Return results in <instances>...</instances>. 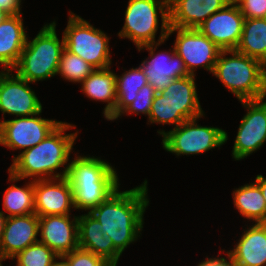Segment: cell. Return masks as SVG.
Here are the masks:
<instances>
[{
  "mask_svg": "<svg viewBox=\"0 0 266 266\" xmlns=\"http://www.w3.org/2000/svg\"><path fill=\"white\" fill-rule=\"evenodd\" d=\"M147 185L145 180L130 190L119 192L117 189L106 201L88 212L100 222L102 233L108 234L120 254L138 239L143 230V216L149 205Z\"/></svg>",
  "mask_w": 266,
  "mask_h": 266,
  "instance_id": "obj_1",
  "label": "cell"
},
{
  "mask_svg": "<svg viewBox=\"0 0 266 266\" xmlns=\"http://www.w3.org/2000/svg\"><path fill=\"white\" fill-rule=\"evenodd\" d=\"M176 31L175 52L183 59L189 75L198 67L213 72L221 49L197 28L169 26L168 37Z\"/></svg>",
  "mask_w": 266,
  "mask_h": 266,
  "instance_id": "obj_9",
  "label": "cell"
},
{
  "mask_svg": "<svg viewBox=\"0 0 266 266\" xmlns=\"http://www.w3.org/2000/svg\"><path fill=\"white\" fill-rule=\"evenodd\" d=\"M33 116H23L0 122V144L12 150L23 151L38 145L62 121L44 119ZM37 116V117H36Z\"/></svg>",
  "mask_w": 266,
  "mask_h": 266,
  "instance_id": "obj_10",
  "label": "cell"
},
{
  "mask_svg": "<svg viewBox=\"0 0 266 266\" xmlns=\"http://www.w3.org/2000/svg\"><path fill=\"white\" fill-rule=\"evenodd\" d=\"M265 85H266V64H265Z\"/></svg>",
  "mask_w": 266,
  "mask_h": 266,
  "instance_id": "obj_42",
  "label": "cell"
},
{
  "mask_svg": "<svg viewBox=\"0 0 266 266\" xmlns=\"http://www.w3.org/2000/svg\"><path fill=\"white\" fill-rule=\"evenodd\" d=\"M39 216L35 213L7 217L0 251L6 259H12L20 251L38 242Z\"/></svg>",
  "mask_w": 266,
  "mask_h": 266,
  "instance_id": "obj_17",
  "label": "cell"
},
{
  "mask_svg": "<svg viewBox=\"0 0 266 266\" xmlns=\"http://www.w3.org/2000/svg\"><path fill=\"white\" fill-rule=\"evenodd\" d=\"M244 19L237 4H227L197 29L221 50H235L241 39Z\"/></svg>",
  "mask_w": 266,
  "mask_h": 266,
  "instance_id": "obj_13",
  "label": "cell"
},
{
  "mask_svg": "<svg viewBox=\"0 0 266 266\" xmlns=\"http://www.w3.org/2000/svg\"><path fill=\"white\" fill-rule=\"evenodd\" d=\"M21 0H0V10L8 15H19Z\"/></svg>",
  "mask_w": 266,
  "mask_h": 266,
  "instance_id": "obj_34",
  "label": "cell"
},
{
  "mask_svg": "<svg viewBox=\"0 0 266 266\" xmlns=\"http://www.w3.org/2000/svg\"><path fill=\"white\" fill-rule=\"evenodd\" d=\"M229 252L235 266H266V223L246 229Z\"/></svg>",
  "mask_w": 266,
  "mask_h": 266,
  "instance_id": "obj_20",
  "label": "cell"
},
{
  "mask_svg": "<svg viewBox=\"0 0 266 266\" xmlns=\"http://www.w3.org/2000/svg\"><path fill=\"white\" fill-rule=\"evenodd\" d=\"M148 119L150 123H168L175 127L186 121L180 112H175L173 103L162 92L155 94Z\"/></svg>",
  "mask_w": 266,
  "mask_h": 266,
  "instance_id": "obj_29",
  "label": "cell"
},
{
  "mask_svg": "<svg viewBox=\"0 0 266 266\" xmlns=\"http://www.w3.org/2000/svg\"><path fill=\"white\" fill-rule=\"evenodd\" d=\"M64 48V36L60 41L56 34L55 21L46 24L32 41L29 42L27 37L26 45L13 70L30 83L49 79L58 73Z\"/></svg>",
  "mask_w": 266,
  "mask_h": 266,
  "instance_id": "obj_5",
  "label": "cell"
},
{
  "mask_svg": "<svg viewBox=\"0 0 266 266\" xmlns=\"http://www.w3.org/2000/svg\"><path fill=\"white\" fill-rule=\"evenodd\" d=\"M62 256L68 261L69 266H113L103 257L79 247Z\"/></svg>",
  "mask_w": 266,
  "mask_h": 266,
  "instance_id": "obj_32",
  "label": "cell"
},
{
  "mask_svg": "<svg viewBox=\"0 0 266 266\" xmlns=\"http://www.w3.org/2000/svg\"><path fill=\"white\" fill-rule=\"evenodd\" d=\"M146 84H148L147 76L140 65L124 72L122 76L116 75V107L106 119L111 121L118 119L121 112L134 101V97Z\"/></svg>",
  "mask_w": 266,
  "mask_h": 266,
  "instance_id": "obj_25",
  "label": "cell"
},
{
  "mask_svg": "<svg viewBox=\"0 0 266 266\" xmlns=\"http://www.w3.org/2000/svg\"><path fill=\"white\" fill-rule=\"evenodd\" d=\"M17 259L16 266H51L58 255L40 241L20 251L12 259Z\"/></svg>",
  "mask_w": 266,
  "mask_h": 266,
  "instance_id": "obj_30",
  "label": "cell"
},
{
  "mask_svg": "<svg viewBox=\"0 0 266 266\" xmlns=\"http://www.w3.org/2000/svg\"><path fill=\"white\" fill-rule=\"evenodd\" d=\"M68 165L66 177L73 189L75 209L90 212L119 189L114 167L104 160L78 155Z\"/></svg>",
  "mask_w": 266,
  "mask_h": 266,
  "instance_id": "obj_3",
  "label": "cell"
},
{
  "mask_svg": "<svg viewBox=\"0 0 266 266\" xmlns=\"http://www.w3.org/2000/svg\"><path fill=\"white\" fill-rule=\"evenodd\" d=\"M22 15H8L0 22V65L3 70H13L26 45Z\"/></svg>",
  "mask_w": 266,
  "mask_h": 266,
  "instance_id": "obj_21",
  "label": "cell"
},
{
  "mask_svg": "<svg viewBox=\"0 0 266 266\" xmlns=\"http://www.w3.org/2000/svg\"><path fill=\"white\" fill-rule=\"evenodd\" d=\"M235 50L266 64V18L244 19L241 39Z\"/></svg>",
  "mask_w": 266,
  "mask_h": 266,
  "instance_id": "obj_24",
  "label": "cell"
},
{
  "mask_svg": "<svg viewBox=\"0 0 266 266\" xmlns=\"http://www.w3.org/2000/svg\"><path fill=\"white\" fill-rule=\"evenodd\" d=\"M34 207L39 217L70 215L74 206L73 189L67 177L34 181Z\"/></svg>",
  "mask_w": 266,
  "mask_h": 266,
  "instance_id": "obj_15",
  "label": "cell"
},
{
  "mask_svg": "<svg viewBox=\"0 0 266 266\" xmlns=\"http://www.w3.org/2000/svg\"><path fill=\"white\" fill-rule=\"evenodd\" d=\"M241 101L247 110L234 142L232 156L241 160L260 149L266 141V100Z\"/></svg>",
  "mask_w": 266,
  "mask_h": 266,
  "instance_id": "obj_11",
  "label": "cell"
},
{
  "mask_svg": "<svg viewBox=\"0 0 266 266\" xmlns=\"http://www.w3.org/2000/svg\"><path fill=\"white\" fill-rule=\"evenodd\" d=\"M237 5L245 19L266 18V0H240Z\"/></svg>",
  "mask_w": 266,
  "mask_h": 266,
  "instance_id": "obj_33",
  "label": "cell"
},
{
  "mask_svg": "<svg viewBox=\"0 0 266 266\" xmlns=\"http://www.w3.org/2000/svg\"><path fill=\"white\" fill-rule=\"evenodd\" d=\"M161 92L173 103L175 112H180L186 120L204 115L196 91L195 75L174 79Z\"/></svg>",
  "mask_w": 266,
  "mask_h": 266,
  "instance_id": "obj_22",
  "label": "cell"
},
{
  "mask_svg": "<svg viewBox=\"0 0 266 266\" xmlns=\"http://www.w3.org/2000/svg\"><path fill=\"white\" fill-rule=\"evenodd\" d=\"M6 214L3 211H0V242L3 236V232H4V227H5V222L7 219V216H5Z\"/></svg>",
  "mask_w": 266,
  "mask_h": 266,
  "instance_id": "obj_37",
  "label": "cell"
},
{
  "mask_svg": "<svg viewBox=\"0 0 266 266\" xmlns=\"http://www.w3.org/2000/svg\"><path fill=\"white\" fill-rule=\"evenodd\" d=\"M227 258L229 259V261H227V259H225V257H218V258H208L207 260L199 263L197 266H235L233 263V259L232 256L230 255V252L227 251Z\"/></svg>",
  "mask_w": 266,
  "mask_h": 266,
  "instance_id": "obj_35",
  "label": "cell"
},
{
  "mask_svg": "<svg viewBox=\"0 0 266 266\" xmlns=\"http://www.w3.org/2000/svg\"><path fill=\"white\" fill-rule=\"evenodd\" d=\"M228 4H237L240 0H226Z\"/></svg>",
  "mask_w": 266,
  "mask_h": 266,
  "instance_id": "obj_40",
  "label": "cell"
},
{
  "mask_svg": "<svg viewBox=\"0 0 266 266\" xmlns=\"http://www.w3.org/2000/svg\"><path fill=\"white\" fill-rule=\"evenodd\" d=\"M212 73L240 101L266 98L265 65L255 58L221 50Z\"/></svg>",
  "mask_w": 266,
  "mask_h": 266,
  "instance_id": "obj_4",
  "label": "cell"
},
{
  "mask_svg": "<svg viewBox=\"0 0 266 266\" xmlns=\"http://www.w3.org/2000/svg\"><path fill=\"white\" fill-rule=\"evenodd\" d=\"M58 259H60V261H56V259L53 261L51 266H69L68 261L62 256H58Z\"/></svg>",
  "mask_w": 266,
  "mask_h": 266,
  "instance_id": "obj_38",
  "label": "cell"
},
{
  "mask_svg": "<svg viewBox=\"0 0 266 266\" xmlns=\"http://www.w3.org/2000/svg\"><path fill=\"white\" fill-rule=\"evenodd\" d=\"M8 14H6L3 10H0V22H2Z\"/></svg>",
  "mask_w": 266,
  "mask_h": 266,
  "instance_id": "obj_39",
  "label": "cell"
},
{
  "mask_svg": "<svg viewBox=\"0 0 266 266\" xmlns=\"http://www.w3.org/2000/svg\"><path fill=\"white\" fill-rule=\"evenodd\" d=\"M94 70L95 68L80 56L71 53L66 48L63 49L57 74H60L64 79L74 83H81Z\"/></svg>",
  "mask_w": 266,
  "mask_h": 266,
  "instance_id": "obj_28",
  "label": "cell"
},
{
  "mask_svg": "<svg viewBox=\"0 0 266 266\" xmlns=\"http://www.w3.org/2000/svg\"><path fill=\"white\" fill-rule=\"evenodd\" d=\"M255 179V183L259 186L266 202V177L264 178L262 175H257Z\"/></svg>",
  "mask_w": 266,
  "mask_h": 266,
  "instance_id": "obj_36",
  "label": "cell"
},
{
  "mask_svg": "<svg viewBox=\"0 0 266 266\" xmlns=\"http://www.w3.org/2000/svg\"><path fill=\"white\" fill-rule=\"evenodd\" d=\"M227 4L226 0H169V25L197 28Z\"/></svg>",
  "mask_w": 266,
  "mask_h": 266,
  "instance_id": "obj_18",
  "label": "cell"
},
{
  "mask_svg": "<svg viewBox=\"0 0 266 266\" xmlns=\"http://www.w3.org/2000/svg\"><path fill=\"white\" fill-rule=\"evenodd\" d=\"M158 10L161 15L162 27L158 42L168 38L169 0H129L125 11V24L118 33L120 38H128L136 47L157 43Z\"/></svg>",
  "mask_w": 266,
  "mask_h": 266,
  "instance_id": "obj_6",
  "label": "cell"
},
{
  "mask_svg": "<svg viewBox=\"0 0 266 266\" xmlns=\"http://www.w3.org/2000/svg\"><path fill=\"white\" fill-rule=\"evenodd\" d=\"M3 208L9 214L7 217L35 213L34 207V181L25 187L9 186L3 197Z\"/></svg>",
  "mask_w": 266,
  "mask_h": 266,
  "instance_id": "obj_27",
  "label": "cell"
},
{
  "mask_svg": "<svg viewBox=\"0 0 266 266\" xmlns=\"http://www.w3.org/2000/svg\"><path fill=\"white\" fill-rule=\"evenodd\" d=\"M102 225L91 214L78 216L79 248L90 251L117 266L121 254L114 248L112 239L101 231Z\"/></svg>",
  "mask_w": 266,
  "mask_h": 266,
  "instance_id": "obj_19",
  "label": "cell"
},
{
  "mask_svg": "<svg viewBox=\"0 0 266 266\" xmlns=\"http://www.w3.org/2000/svg\"><path fill=\"white\" fill-rule=\"evenodd\" d=\"M3 260H6V258L3 256V254L0 251V266H3L1 263Z\"/></svg>",
  "mask_w": 266,
  "mask_h": 266,
  "instance_id": "obj_41",
  "label": "cell"
},
{
  "mask_svg": "<svg viewBox=\"0 0 266 266\" xmlns=\"http://www.w3.org/2000/svg\"><path fill=\"white\" fill-rule=\"evenodd\" d=\"M234 205L240 215L255 223H266V202L256 183L246 184L233 191Z\"/></svg>",
  "mask_w": 266,
  "mask_h": 266,
  "instance_id": "obj_26",
  "label": "cell"
},
{
  "mask_svg": "<svg viewBox=\"0 0 266 266\" xmlns=\"http://www.w3.org/2000/svg\"><path fill=\"white\" fill-rule=\"evenodd\" d=\"M75 127L61 122L38 145L13 157V163L8 168L9 181L15 182L28 177H33V181L66 177L69 167L66 163L69 161L78 131L70 134H65V131ZM64 165L66 168L62 173L54 174L55 170Z\"/></svg>",
  "mask_w": 266,
  "mask_h": 266,
  "instance_id": "obj_2",
  "label": "cell"
},
{
  "mask_svg": "<svg viewBox=\"0 0 266 266\" xmlns=\"http://www.w3.org/2000/svg\"><path fill=\"white\" fill-rule=\"evenodd\" d=\"M12 70L0 72V111L16 117L33 116L42 112V104L28 81Z\"/></svg>",
  "mask_w": 266,
  "mask_h": 266,
  "instance_id": "obj_12",
  "label": "cell"
},
{
  "mask_svg": "<svg viewBox=\"0 0 266 266\" xmlns=\"http://www.w3.org/2000/svg\"><path fill=\"white\" fill-rule=\"evenodd\" d=\"M70 215H46L39 217L41 243L58 256L78 248V216L70 221Z\"/></svg>",
  "mask_w": 266,
  "mask_h": 266,
  "instance_id": "obj_16",
  "label": "cell"
},
{
  "mask_svg": "<svg viewBox=\"0 0 266 266\" xmlns=\"http://www.w3.org/2000/svg\"><path fill=\"white\" fill-rule=\"evenodd\" d=\"M155 94L154 88L149 83L144 85L134 97V101L130 103L118 117L125 113H136V115L143 113L149 117Z\"/></svg>",
  "mask_w": 266,
  "mask_h": 266,
  "instance_id": "obj_31",
  "label": "cell"
},
{
  "mask_svg": "<svg viewBox=\"0 0 266 266\" xmlns=\"http://www.w3.org/2000/svg\"><path fill=\"white\" fill-rule=\"evenodd\" d=\"M163 42L143 45L138 48L150 51V59L147 58L141 63V68L147 76L148 83L154 88L156 93L166 89L174 79L189 76L183 59L173 50L154 54L157 46ZM145 48V49H144Z\"/></svg>",
  "mask_w": 266,
  "mask_h": 266,
  "instance_id": "obj_14",
  "label": "cell"
},
{
  "mask_svg": "<svg viewBox=\"0 0 266 266\" xmlns=\"http://www.w3.org/2000/svg\"><path fill=\"white\" fill-rule=\"evenodd\" d=\"M83 93L92 100L107 102L103 114L107 118L116 107V74L110 67L95 69L81 82Z\"/></svg>",
  "mask_w": 266,
  "mask_h": 266,
  "instance_id": "obj_23",
  "label": "cell"
},
{
  "mask_svg": "<svg viewBox=\"0 0 266 266\" xmlns=\"http://www.w3.org/2000/svg\"><path fill=\"white\" fill-rule=\"evenodd\" d=\"M63 32L65 48L95 69L110 67L109 38L100 29L72 12Z\"/></svg>",
  "mask_w": 266,
  "mask_h": 266,
  "instance_id": "obj_7",
  "label": "cell"
},
{
  "mask_svg": "<svg viewBox=\"0 0 266 266\" xmlns=\"http://www.w3.org/2000/svg\"><path fill=\"white\" fill-rule=\"evenodd\" d=\"M197 119H189L171 131H157L163 136L162 145L167 152L179 155H194L220 147L228 140L225 130L197 125Z\"/></svg>",
  "mask_w": 266,
  "mask_h": 266,
  "instance_id": "obj_8",
  "label": "cell"
}]
</instances>
